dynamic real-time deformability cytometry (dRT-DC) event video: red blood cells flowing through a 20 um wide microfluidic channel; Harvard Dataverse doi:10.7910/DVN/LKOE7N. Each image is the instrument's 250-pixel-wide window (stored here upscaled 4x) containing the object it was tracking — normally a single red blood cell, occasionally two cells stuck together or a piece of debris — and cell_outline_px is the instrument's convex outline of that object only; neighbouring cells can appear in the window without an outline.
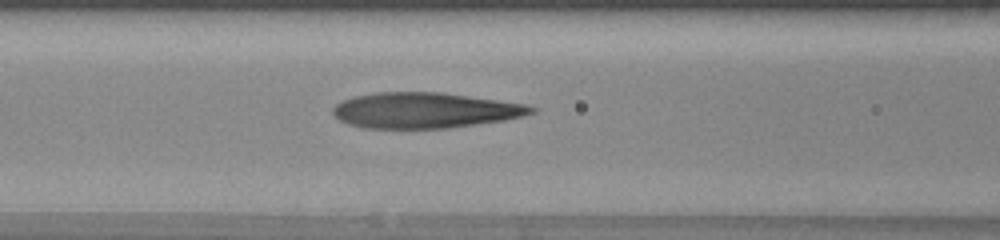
{"species": "human", "species_latin": "Homo sapiens", "temperature_condition": "warm", "stored_images_in_passage": 33, "camera_frame_rate_fps": 3000, "um_per_image_px": 0.085, "donor": {"sex": "female"}, "frame": {"image": 1, "passage_image": 5, "time_ms": 1.333, "image_size_px": [1000, 240], "cell_outline_px": [[536, 112], [504, 120], [448, 128], [364, 128], [348, 124], [340, 120], [332, 112], [332, 108], [336, 104], [344, 100], [356, 96], [376, 92], [440, 92], [524, 104], [536, 108]], "centroid_in_image_um": [36.07, 9.38], "position_along_channel_um": 130.5, "area_um2": 40.75}}
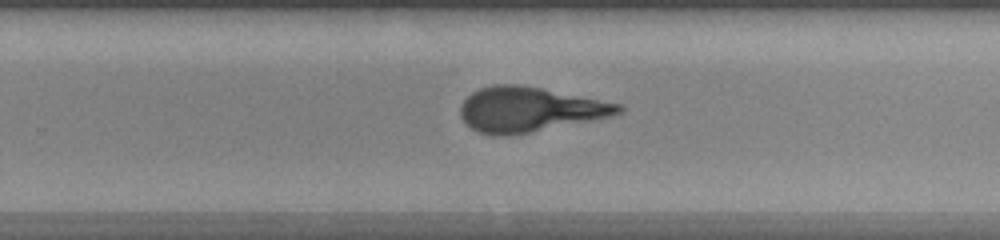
{"frame": {"image": 2, "passage_image": 16, "time_ms": 5.0, "image_size_px": [1000, 240], "cell_outline_px": [[624, 108], [620, 112], [608, 116], [512, 136], [492, 136], [480, 132], [472, 128], [460, 116], [460, 108], [464, 100], [472, 92], [480, 88], [496, 84], [516, 84], [540, 88], [620, 104]], "centroid_in_image_um": [44.92, 9.31], "position_along_channel_um": 284.9, "area_um2": 40.52}}
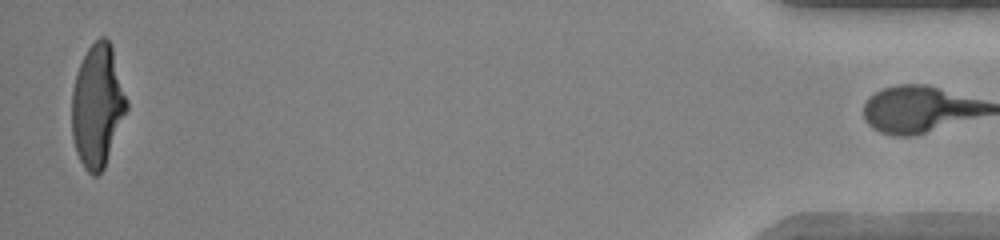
{"frame": {"image": 3, "passage_image": 32, "time_ms": 10.333, "image_size_px": [1000, 240], "cell_outline_px": [[128, 108], [104, 168], [96, 176], [92, 176], [84, 168], [76, 152], [72, 136], [72, 92], [76, 76], [80, 64], [88, 48], [100, 36], [104, 36], [112, 44], [128, 100]], "centroid_in_image_um": [8.3, 8.98], "position_along_channel_um": 426.9, "area_um2": 39.3}, "authors_computed_cell_mechanics": {"area_um2": 40.6912, "velocity_mm_per_s": 4.2178, "shape_relaxation_time_tau1_ms": 6.9337, "shape_relaxation_time_tau2_ms": 1.0654, "deformation_change_tau1": 0.3188, "deformation_change_tau2": 0.1087}}